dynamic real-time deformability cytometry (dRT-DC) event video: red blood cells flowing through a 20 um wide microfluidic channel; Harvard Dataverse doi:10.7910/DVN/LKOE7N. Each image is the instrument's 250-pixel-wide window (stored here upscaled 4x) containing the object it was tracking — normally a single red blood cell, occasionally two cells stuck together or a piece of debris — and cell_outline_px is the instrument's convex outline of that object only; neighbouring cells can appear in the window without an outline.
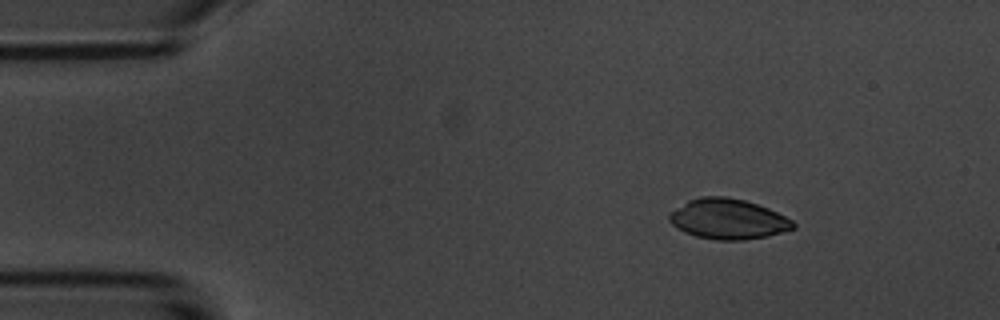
{"species": "common noctule bat (a hibernating species)", "species_latin": "Nyctalus noctula", "temperature_condition": "room temperature", "stored_images_in_passage": 9, "camera_frame_rate_fps": 3000, "um_per_image_px": 0.085, "animal": {"sex": "male", "body_mass_g": 20.1, "forearm_length_mm": 53.5}, "frame": {"image": 1, "passage_image": 1, "time_ms": 0.0, "image_size_px": [1000, 320], "cell_outline_px": [[796, 228], [768, 236], [744, 240], [716, 240], [696, 236], [684, 232], [676, 228], [668, 220], [668, 212], [688, 200], [700, 196], [724, 196], [744, 200], [768, 208], [792, 220], [796, 224]], "centroid_in_image_um": [61.85, 18.62], "position_along_channel_um": 23.2, "area_um2": 29.25}}